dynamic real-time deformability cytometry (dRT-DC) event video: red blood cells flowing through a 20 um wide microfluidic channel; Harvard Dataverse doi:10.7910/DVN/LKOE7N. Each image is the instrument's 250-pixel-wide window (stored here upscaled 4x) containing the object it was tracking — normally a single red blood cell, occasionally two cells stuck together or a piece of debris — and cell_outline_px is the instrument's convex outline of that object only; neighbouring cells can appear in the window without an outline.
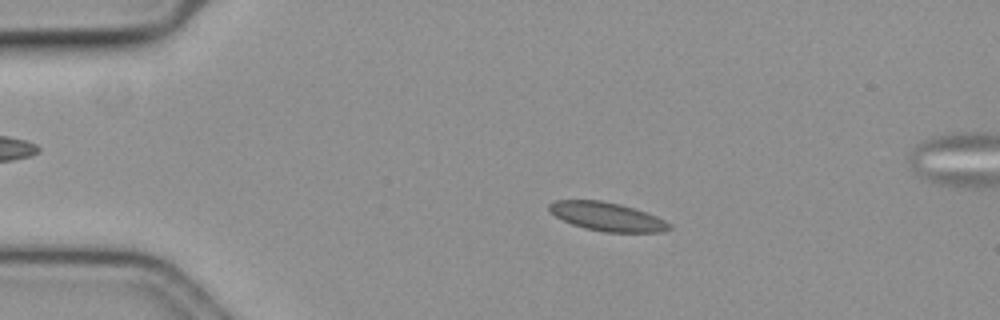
{"species": "common noctule bat (a hibernating species)", "species_latin": "Nyctalus noctula", "temperature_condition": "cold", "stored_images_in_passage": 60, "camera_frame_rate_fps": 3000, "um_per_image_px": 0.085, "animal": {"sex": "female", "body_mass_g": 19.3, "forearm_length_mm": 54.1}, "frame": {"image": 1, "passage_image": 13, "time_ms": 4.0, "image_size_px": [1000, 320], "cell_outline_px": [[672, 228], [664, 232], [604, 232], [584, 228], [572, 224], [556, 216], [548, 208], [548, 204], [552, 200], [600, 200], [620, 204], [656, 216], [672, 224]], "centroid_in_image_um": [51.6, 18.41], "position_along_channel_um": 33.4, "area_um2": 19.94}}
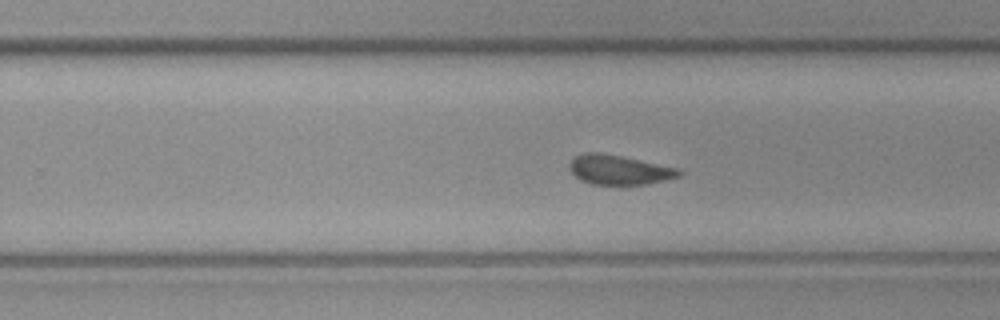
{"frame": {"image": 2, "passage_image": 38, "time_ms": 12.333, "image_size_px": [1000, 320], "cell_outline_px": [[684, 172], [680, 176], [648, 184], [592, 184], [580, 180], [568, 168], [568, 164], [576, 156], [584, 152], [600, 152], [680, 168]], "centroid_in_image_um": [52.63, 14.43], "position_along_channel_um": 277.2, "area_um2": 18.84}}
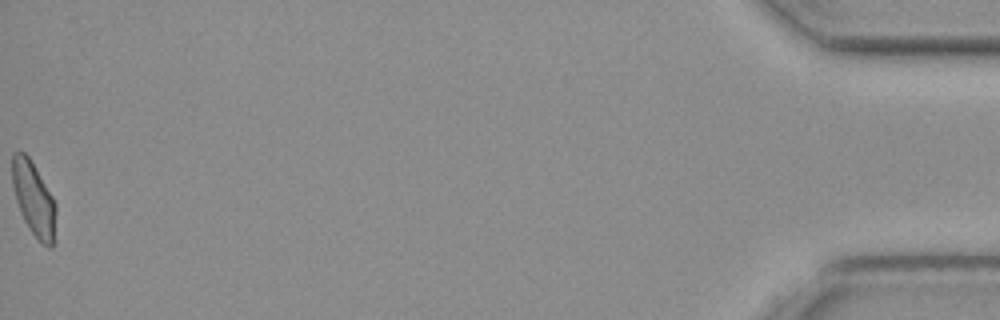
{"frame": {"image": 3, "passage_image": 60, "time_ms": 19.667, "image_size_px": [1000, 320], "cell_outline_px": [[56, 212], [52, 248], [48, 248], [40, 244], [28, 228], [20, 212], [16, 200], [12, 184], [12, 152], [24, 152], [28, 156], [52, 196], [56, 204]], "centroid_in_image_um": [2.85, 16.95], "position_along_channel_um": 432.3, "area_um2": 18.79}, "authors_computed_cell_mechanics": {"area_um2": 19.7676, "velocity_mm_per_s": 3.5496, "shape_relaxation_time_tau1_ms": null, "shape_relaxation_time_tau2_ms": 2.793, "deformation_change_tau1": null, "deformation_change_tau2": 0.0715}}